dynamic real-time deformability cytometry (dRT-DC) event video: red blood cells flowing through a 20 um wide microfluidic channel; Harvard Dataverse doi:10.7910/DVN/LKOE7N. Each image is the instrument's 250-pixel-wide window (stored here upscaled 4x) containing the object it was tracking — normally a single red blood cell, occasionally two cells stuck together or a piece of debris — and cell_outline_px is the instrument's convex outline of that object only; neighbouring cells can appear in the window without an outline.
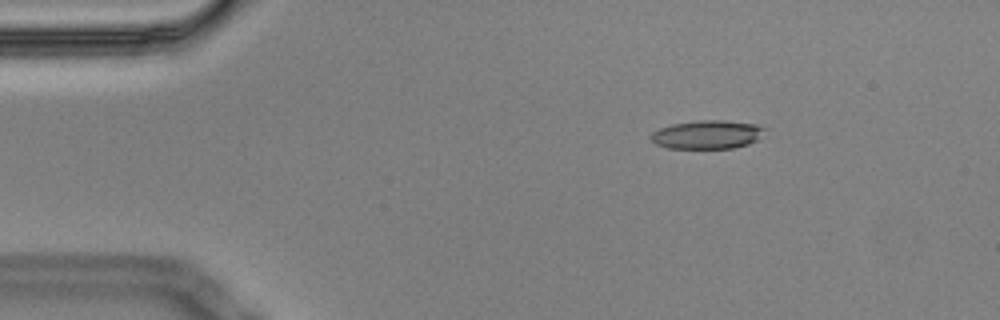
{"species": "Egyptian fruit bat (a non-hibernating species)", "species_latin": "Rousettus aegyptiacus", "temperature_condition": "cold", "stored_images_in_passage": 5, "camera_frame_rate_fps": 3000, "um_per_image_px": 0.085, "animal": {"sex": "male"}, "frame": {"image": 1, "passage_image": 2, "time_ms": 0.333, "image_size_px": [1000, 320], "cell_outline_px": [[768, 128], [756, 140], [748, 144], [732, 148], [668, 148], [656, 144], [652, 140], [652, 132], [660, 128], [672, 124], [700, 120], [724, 120], [756, 124]], "centroid_in_image_um": [60.14, 11.43], "position_along_channel_um": 24.9, "area_um2": 18.84}}